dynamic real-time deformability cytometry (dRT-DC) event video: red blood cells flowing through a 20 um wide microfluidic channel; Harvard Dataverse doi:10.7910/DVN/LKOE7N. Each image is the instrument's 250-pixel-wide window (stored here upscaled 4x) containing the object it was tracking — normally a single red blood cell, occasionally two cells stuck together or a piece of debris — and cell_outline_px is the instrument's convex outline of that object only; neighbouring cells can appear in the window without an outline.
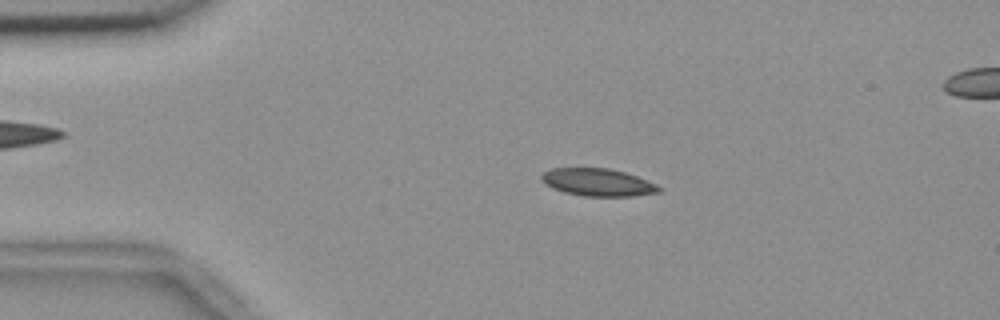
{"species": "common noctule bat (a hibernating species)", "species_latin": "Nyctalus noctula", "temperature_condition": "room temperature", "stored_images_in_passage": 56, "segment_of_instrument_passage": [1, 2], "camera_frame_rate_fps": 3000, "um_per_image_px": 0.085, "animal": {"sex": "female", "body_mass_g": 18.4}, "frame": {"image": 1, "passage_image": 11, "time_ms": 3.333, "image_size_px": [1000, 320], "cell_outline_px": [[664, 188], [660, 192], [632, 196], [584, 196], [564, 192], [552, 188], [544, 184], [540, 180], [540, 176], [544, 172], [552, 168], [608, 168], [624, 172], [636, 176], [656, 184]], "centroid_in_image_um": [50.8, 15.5], "position_along_channel_um": 34.2, "area_um2": 18.9}}
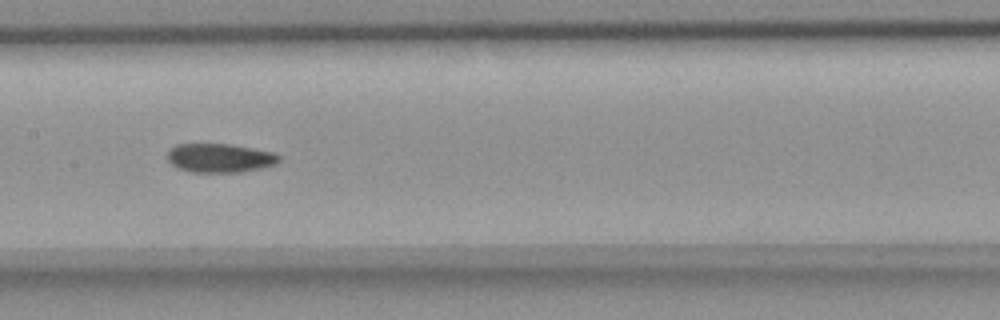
{"frame": {"image": 2, "passage_image": 27, "time_ms": 8.667, "image_size_px": [1000, 320], "cell_outline_px": [[280, 160], [276, 164], [260, 168], [240, 172], [192, 172], [180, 168], [172, 164], [168, 160], [168, 152], [176, 144], [232, 144], [276, 152], [280, 156]], "centroid_in_image_um": [18.74, 13.42], "position_along_channel_um": 188.7, "area_um2": 18.79}}
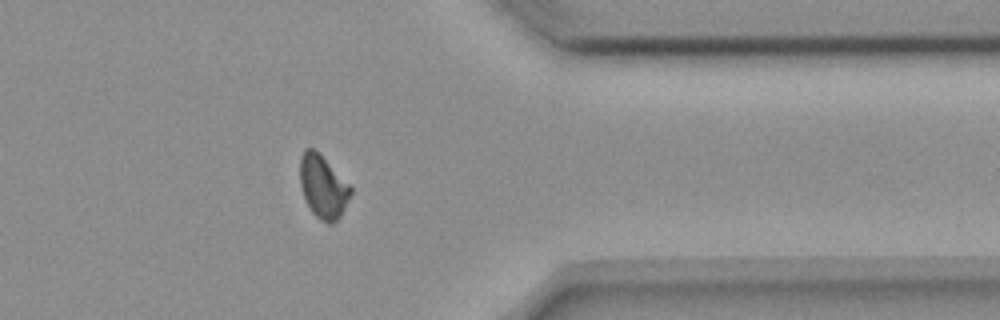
{"frame": {"image": 3, "passage_image": 44, "time_ms": 14.333, "image_size_px": [1000, 320], "cell_outline_px": [[352, 192], [340, 216], [332, 224], [328, 224], [320, 220], [312, 212], [304, 196], [300, 184], [300, 156], [304, 148], [312, 148], [352, 184]], "centroid_in_image_um": [27.47, 15.87], "position_along_channel_um": 383.9, "area_um2": 18.55}}